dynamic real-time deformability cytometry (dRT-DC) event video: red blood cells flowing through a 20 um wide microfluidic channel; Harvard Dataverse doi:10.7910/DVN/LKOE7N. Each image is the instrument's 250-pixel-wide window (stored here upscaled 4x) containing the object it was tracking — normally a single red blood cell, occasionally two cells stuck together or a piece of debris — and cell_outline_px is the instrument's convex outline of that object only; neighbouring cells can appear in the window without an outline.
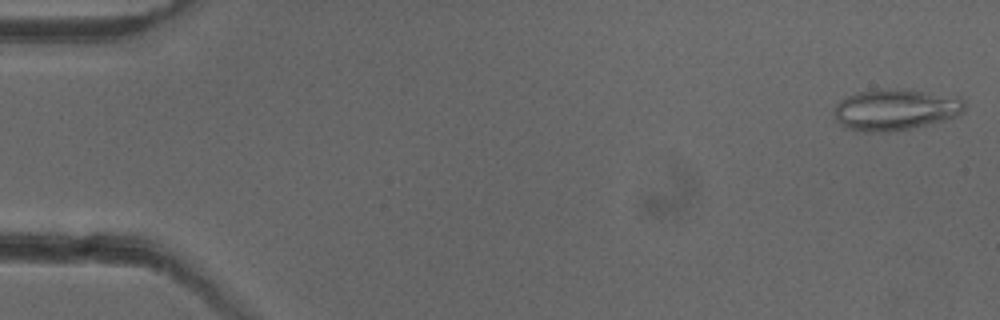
{"species": "common noctule bat (a hibernating species)", "species_latin": "Nyctalus noctula", "temperature_condition": "cold", "stored_images_in_passage": 51, "camera_frame_rate_fps": 3000, "um_per_image_px": 0.085, "animal": {"sex": "female"}, "frame": {"image": 1, "passage_image": 1, "time_ms": 0.0, "image_size_px": [1000, 320], "cell_outline_px": [[964, 112], [956, 116], [944, 120], [912, 128], [888, 132], [856, 132], [844, 128], [836, 120], [836, 104], [840, 100], [848, 96], [860, 92], [896, 88], [912, 88], [960, 96], [964, 100]], "centroid_in_image_um": [76.16, 9.31], "position_along_channel_um": 8.8, "area_um2": 31.91}}
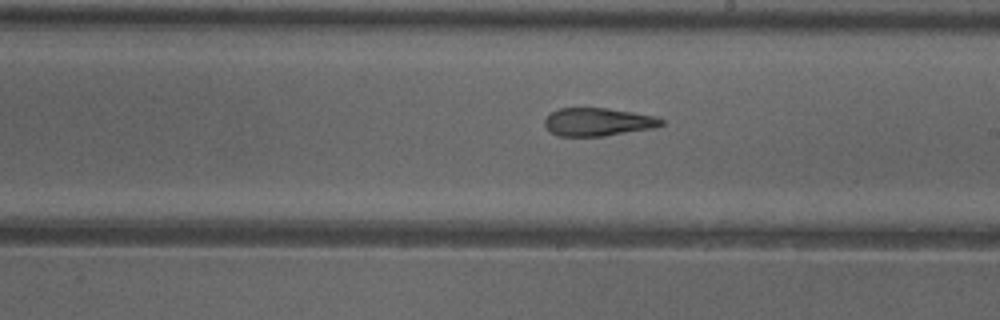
{"frame": {"image": 2, "passage_image": 29, "time_ms": 9.333, "image_size_px": [1000, 320], "cell_outline_px": [[664, 124], [652, 128], [604, 136], [556, 136], [544, 124], [544, 120], [552, 112], [560, 108], [608, 108], [656, 116], [664, 120]], "centroid_in_image_um": [50.83, 10.36], "position_along_channel_um": 238.2, "area_um2": 18.96}}
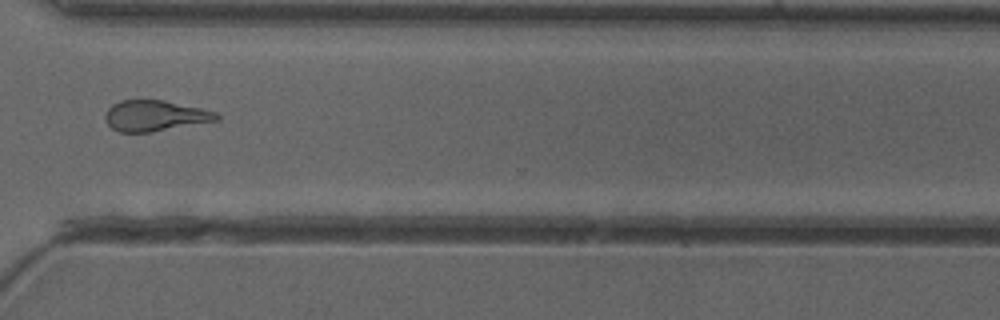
{"frame": {"image": 3, "passage_image": 38, "time_ms": 12.333, "image_size_px": [1000, 320], "cell_outline_px": [[220, 120], [152, 132], [120, 132], [112, 128], [104, 120], [104, 116], [108, 108], [112, 104], [120, 100], [164, 100], [200, 108], [216, 112], [220, 116]], "centroid_in_image_um": [13.16, 9.84], "position_along_channel_um": 357.4, "area_um2": 20.06}, "authors_computed_cell_mechanics": {"area_um2": 20.6346, "velocity_mm_per_s": 3.9894, "shape_relaxation_time_tau1_ms": null, "shape_relaxation_time_tau2_ms": 2.5732, "deformation_change_tau1": null, "deformation_change_tau2": 0.1273}}